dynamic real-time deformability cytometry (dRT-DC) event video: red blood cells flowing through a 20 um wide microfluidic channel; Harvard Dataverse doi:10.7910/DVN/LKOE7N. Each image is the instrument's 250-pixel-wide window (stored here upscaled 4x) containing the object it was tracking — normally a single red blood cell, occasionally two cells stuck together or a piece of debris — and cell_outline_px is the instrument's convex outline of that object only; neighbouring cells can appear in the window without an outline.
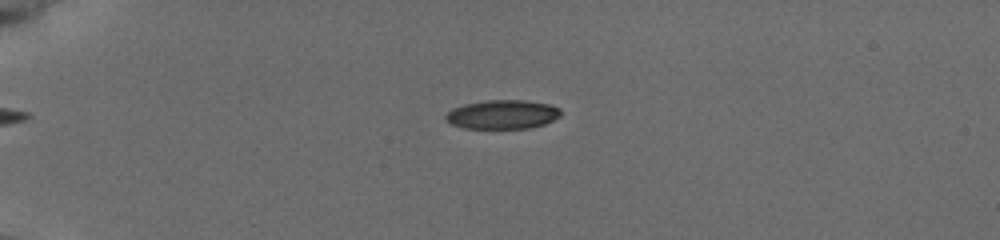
{"species": "common noctule bat (a hibernating species)", "species_latin": "Nyctalus noctula", "temperature_condition": "cold", "stored_images_in_passage": 54, "camera_frame_rate_fps": 3000, "um_per_image_px": 0.085, "animal": {"sex": "female", "body_mass_g": 19.5, "forearm_length_mm": 54.1}, "frame": {"image": 1, "passage_image": 13, "time_ms": 4.0, "image_size_px": [1000, 240], "cell_outline_px": [[560, 116], [544, 124], [528, 128], [464, 128], [452, 124], [444, 120], [444, 116], [452, 108], [464, 104], [488, 100], [524, 100], [548, 104], [560, 108]], "centroid_in_image_um": [42.68, 9.72], "position_along_channel_um": 42.3, "area_um2": 19.36}}
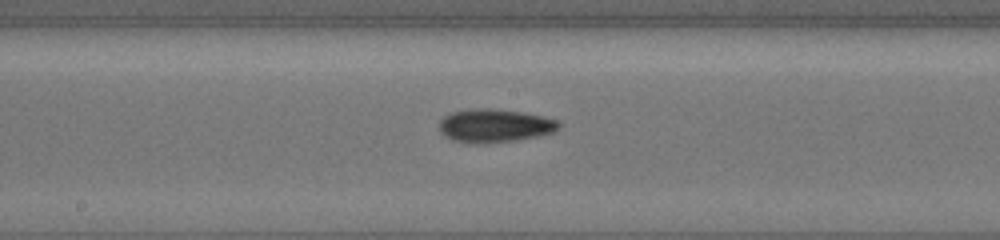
{"frame": {"image": 2, "passage_image": 30, "time_ms": 9.667, "image_size_px": [1000, 240], "cell_outline_px": [[560, 124], [552, 132], [536, 136], [516, 140], [480, 144], [468, 144], [452, 140], [444, 136], [440, 132], [440, 120], [444, 116], [452, 112], [472, 108], [488, 108], [520, 112], [544, 116], [556, 120]], "centroid_in_image_um": [41.97, 10.69], "position_along_channel_um": 206.2, "area_um2": 23.18}}
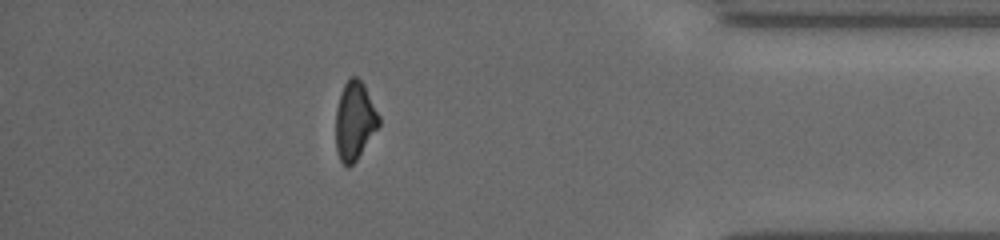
{"frame": {"image": 3, "passage_image": 48, "time_ms": 15.667, "image_size_px": [1000, 240], "cell_outline_px": [[380, 124], [356, 160], [348, 168], [340, 160], [336, 148], [336, 108], [344, 84], [352, 76], [356, 76], [364, 84], [380, 116]], "centroid_in_image_um": [30.15, 10.26], "position_along_channel_um": 405.1, "area_um2": 19.48}, "authors_computed_cell_mechanics": {"area_um2": 20.4034, "velocity_mm_per_s": 3.7867, "shape_relaxation_time_tau1_ms": 6.2713, "shape_relaxation_time_tau2_ms": 10.2192, "deformation_change_tau1": 0.1539, "deformation_change_tau2": 0.177}}